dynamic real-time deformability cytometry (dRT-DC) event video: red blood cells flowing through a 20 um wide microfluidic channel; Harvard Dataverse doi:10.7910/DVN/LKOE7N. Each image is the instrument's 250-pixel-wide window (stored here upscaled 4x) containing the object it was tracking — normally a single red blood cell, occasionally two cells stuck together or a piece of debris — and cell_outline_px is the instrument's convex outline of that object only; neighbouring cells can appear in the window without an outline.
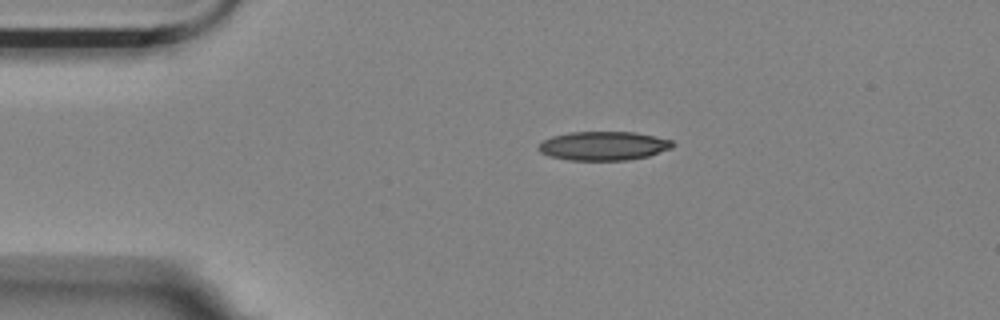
{"species": "Egyptian fruit bat (a non-hibernating species)", "species_latin": "Rousettus aegyptiacus", "temperature_condition": "room temperature", "stored_images_in_passage": 46, "camera_frame_rate_fps": 3000, "um_per_image_px": 0.085, "animal": {"sex": "female"}, "frame": {"image": 1, "passage_image": 1, "time_ms": 0.0, "image_size_px": [1000, 320], "cell_outline_px": [[676, 144], [672, 148], [648, 156], [628, 160], [568, 160], [548, 156], [540, 152], [536, 148], [544, 140], [552, 136], [568, 132], [636, 132], [672, 140]], "centroid_in_image_um": [51.29, 12.4], "position_along_channel_um": 33.7, "area_um2": 22.72}}
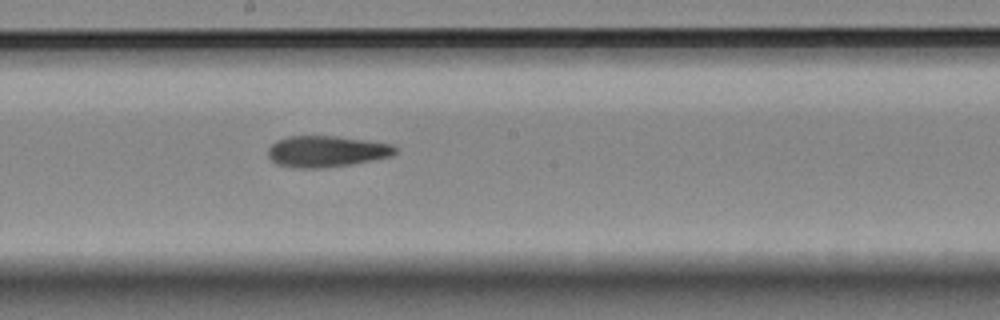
{"frame": {"image": 2, "passage_image": 20, "time_ms": 6.333, "image_size_px": [1000, 320], "cell_outline_px": [[396, 152], [392, 156], [352, 164], [320, 168], [292, 168], [276, 164], [268, 156], [268, 148], [276, 140], [288, 136], [336, 136], [392, 144], [396, 148]], "centroid_in_image_um": [27.72, 12.87], "position_along_channel_um": 220.5, "area_um2": 23.18}}
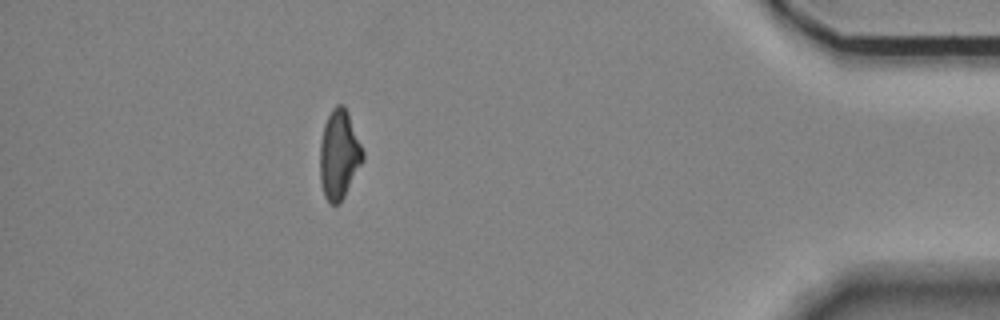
{"frame": {"image": 3, "passage_image": 40, "time_ms": 13.0, "image_size_px": [1000, 320], "cell_outline_px": [[364, 160], [340, 204], [328, 204], [324, 196], [320, 180], [320, 140], [324, 124], [332, 108], [336, 104], [344, 104], [348, 112], [364, 152]], "centroid_in_image_um": [28.82, 13.15], "position_along_channel_um": 406.4, "area_um2": 22.48}, "authors_computed_cell_mechanics": {"area_um2": 22.9177, "velocity_mm_per_s": 3.5285, "shape_relaxation_time_tau1_ms": null, "shape_relaxation_time_tau2_ms": 7.0745, "deformation_change_tau1": null, "deformation_change_tau2": 0.1652}}